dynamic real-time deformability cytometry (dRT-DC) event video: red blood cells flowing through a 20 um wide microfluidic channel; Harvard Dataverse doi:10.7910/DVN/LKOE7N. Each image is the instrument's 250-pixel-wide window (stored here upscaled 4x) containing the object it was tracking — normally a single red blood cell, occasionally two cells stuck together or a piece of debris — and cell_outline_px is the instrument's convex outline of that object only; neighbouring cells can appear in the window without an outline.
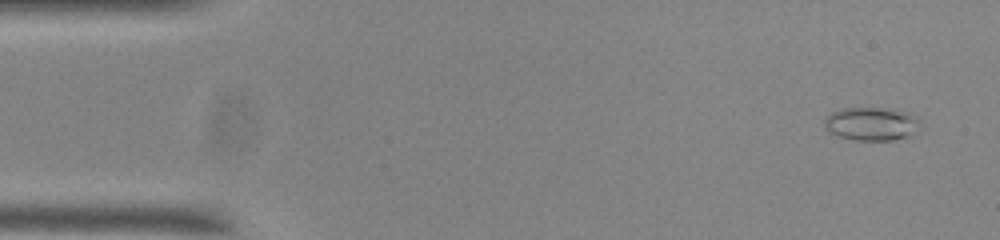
{"species": "common noctule bat (a hibernating species)", "species_latin": "Nyctalus noctula", "temperature_condition": "room temperature", "stored_images_in_passage": 54, "camera_frame_rate_fps": 3000, "um_per_image_px": 0.085, "animal": {"sex": "male", "body_mass_g": 20.0, "forearm_length_mm": 53.3}, "frame": {"image": 1, "passage_image": 3, "time_ms": 0.667, "image_size_px": [1000, 240], "cell_outline_px": [[924, 128], [908, 136], [892, 140], [852, 140], [828, 132], [824, 128], [824, 120], [832, 112], [840, 108], [880, 108], [912, 112], [920, 120]], "centroid_in_image_um": [74.13, 10.52], "position_along_channel_um": 10.9, "area_um2": 19.02}}
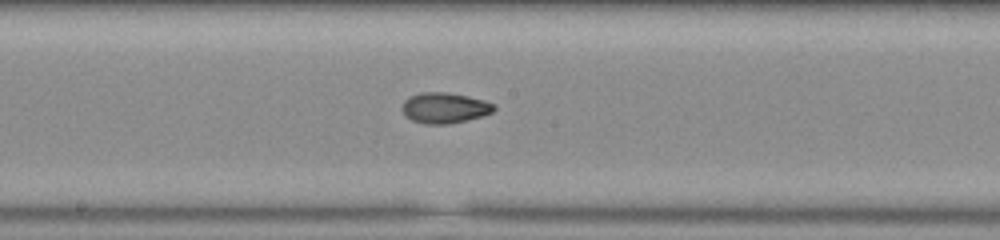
{"frame": {"image": 2, "passage_image": 28, "time_ms": 9.0, "image_size_px": [1000, 240], "cell_outline_px": [[496, 108], [492, 112], [484, 116], [448, 124], [424, 124], [412, 120], [404, 112], [404, 100], [408, 96], [420, 92], [444, 92], [468, 96], [484, 100], [496, 104]], "centroid_in_image_um": [37.83, 9.16], "position_along_channel_um": 210.4, "area_um2": 16.36}}
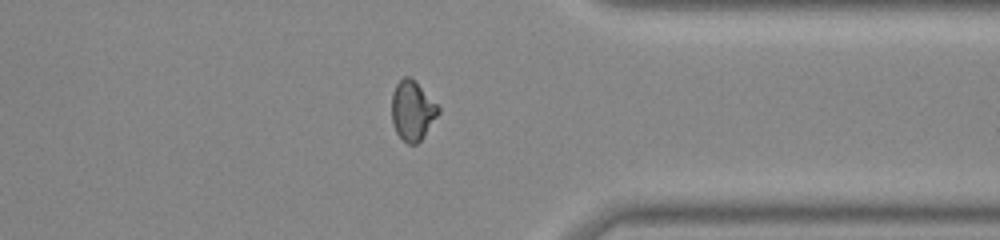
{"frame": {"image": 3, "passage_image": 42, "time_ms": 13.667, "image_size_px": [1000, 240], "cell_outline_px": [[440, 112], [424, 136], [416, 144], [408, 144], [396, 132], [392, 124], [392, 92], [396, 84], [404, 76], [408, 76], [440, 108]], "centroid_in_image_um": [35.03, 9.43], "position_along_channel_um": 376.4, "area_um2": 15.78}, "authors_computed_cell_mechanics": {"area_um2": 16.2707, "velocity_mm_per_s": 3.7416, "shape_relaxation_time_tau1_ms": 5.0789, "shape_relaxation_time_tau2_ms": 2.9306, "deformation_change_tau1": 0.1575, "deformation_change_tau2": 0.0546}}